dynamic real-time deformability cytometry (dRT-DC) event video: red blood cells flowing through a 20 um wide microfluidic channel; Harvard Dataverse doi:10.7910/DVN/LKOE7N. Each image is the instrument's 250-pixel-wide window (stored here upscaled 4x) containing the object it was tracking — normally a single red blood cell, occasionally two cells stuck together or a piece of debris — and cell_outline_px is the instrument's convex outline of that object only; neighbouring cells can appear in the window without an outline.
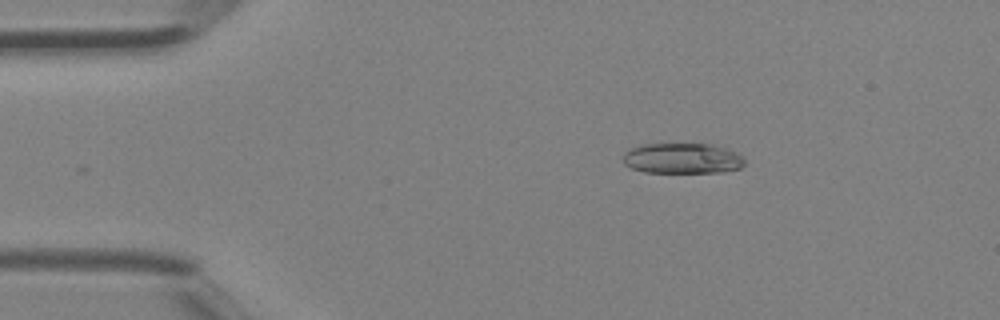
{"species": "Egyptian fruit bat (a non-hibernating species)", "species_latin": "Rousettus aegyptiacus", "temperature_condition": "room temperature", "stored_images_in_passage": 31, "camera_frame_rate_fps": 3000, "um_per_image_px": 0.085, "animal": {"sex": "female"}, "frame": {"image": 1, "passage_image": 3, "time_ms": 0.667, "image_size_px": [1000, 320], "cell_outline_px": [[744, 164], [740, 168], [724, 172], [644, 172], [632, 168], [624, 164], [624, 152], [640, 144], [712, 144], [736, 152], [744, 160]], "centroid_in_image_um": [57.99, 13.46], "position_along_channel_um": 27.0, "area_um2": 21.5}}
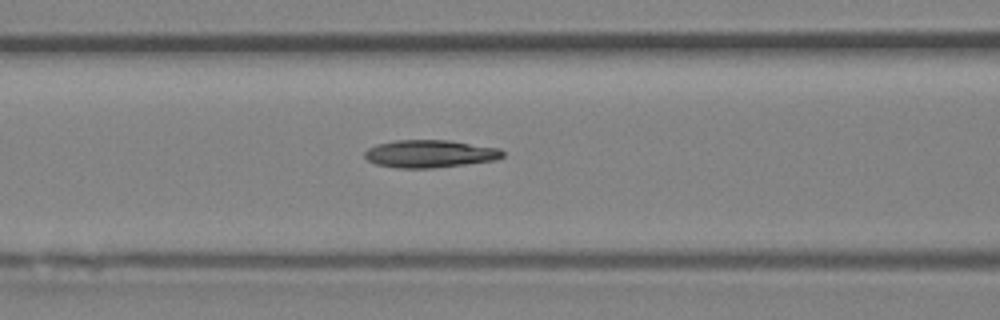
{"frame": {"image": 2, "passage_image": 13, "time_ms": 4.0, "image_size_px": [1000, 320], "cell_outline_px": [[504, 156], [496, 160], [432, 168], [396, 168], [376, 164], [368, 160], [364, 156], [364, 152], [368, 148], [376, 144], [396, 140], [448, 140], [500, 148], [504, 152]], "centroid_in_image_um": [36.53, 13.07], "position_along_channel_um": 130.1, "area_um2": 22.25}}
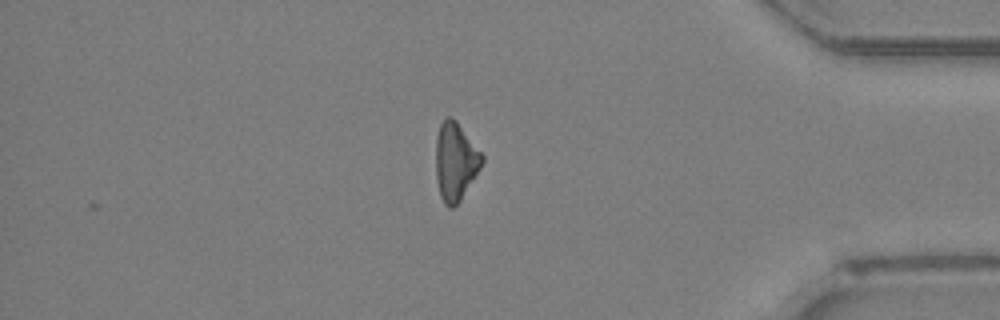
{"frame": {"image": 3, "passage_image": 31, "time_ms": 10.0, "image_size_px": [1000, 320], "cell_outline_px": [[484, 160], [480, 168], [460, 200], [452, 208], [448, 208], [444, 204], [440, 196], [436, 180], [436, 136], [440, 124], [448, 116], [452, 116], [456, 120], [484, 156]], "centroid_in_image_um": [38.69, 13.72], "position_along_channel_um": 396.5, "area_um2": 20.92}}